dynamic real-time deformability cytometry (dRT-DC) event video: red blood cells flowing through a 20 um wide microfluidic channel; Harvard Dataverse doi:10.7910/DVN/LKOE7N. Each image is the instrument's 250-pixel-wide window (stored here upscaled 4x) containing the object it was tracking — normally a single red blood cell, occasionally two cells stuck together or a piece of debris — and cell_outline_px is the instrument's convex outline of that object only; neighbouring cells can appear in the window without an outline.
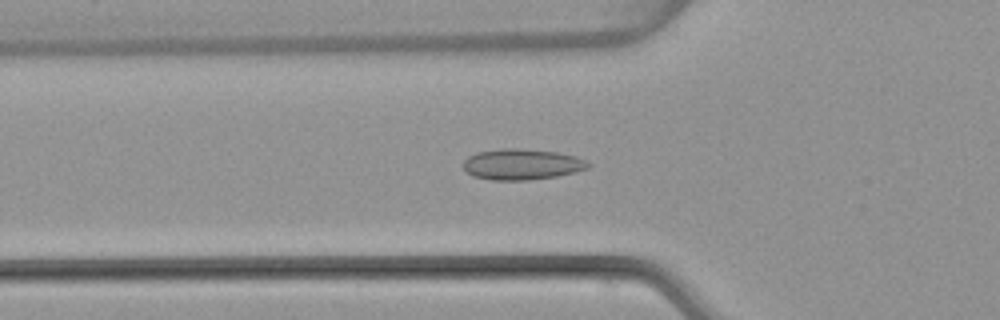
{"species": "common noctule bat (a hibernating species)", "species_latin": "Nyctalus noctula", "temperature_condition": "warm", "stored_images_in_passage": 49, "camera_frame_rate_fps": 3000, "um_per_image_px": 0.085, "animal": {"sex": "female", "body_mass_g": 22.7, "forearm_length_mm": 54.2}, "frame": {"image": 1, "passage_image": 16, "time_ms": 5.0, "image_size_px": [1000, 320], "cell_outline_px": [[592, 164], [588, 168], [576, 172], [556, 176], [528, 180], [492, 180], [472, 176], [464, 172], [464, 160], [468, 156], [476, 152], [500, 148], [520, 148], [556, 152], [576, 156]], "centroid_in_image_um": [44.33, 13.96], "position_along_channel_um": 81.5, "area_um2": 22.66}}
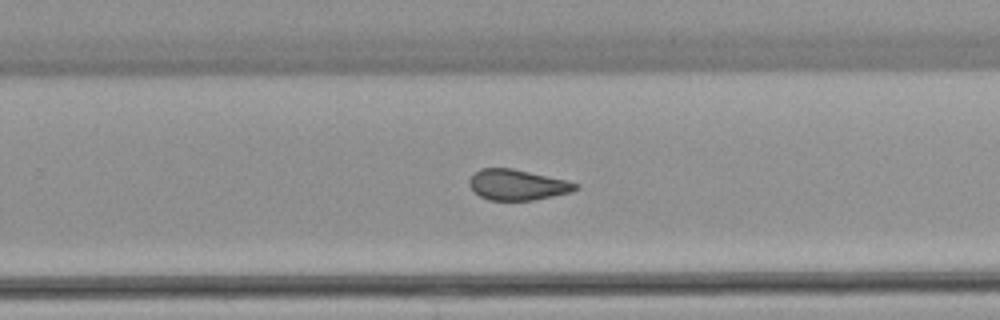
{"frame": {"image": 2, "passage_image": 31, "time_ms": 10.0, "image_size_px": [1000, 320], "cell_outline_px": [[580, 188], [572, 192], [532, 200], [488, 200], [480, 196], [468, 184], [468, 180], [480, 168], [512, 168], [568, 180], [580, 184]], "centroid_in_image_um": [44.02, 15.7], "position_along_channel_um": 285.8, "area_um2": 19.02}}
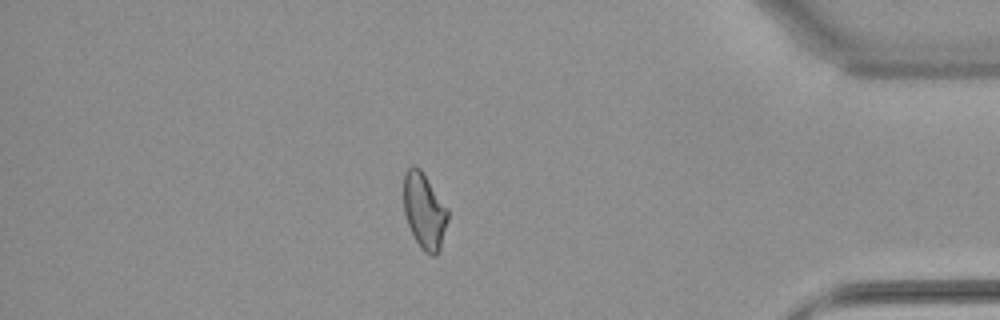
{"frame": {"image": 3, "passage_image": 42, "time_ms": 13.667, "image_size_px": [1000, 320], "cell_outline_px": [[448, 220], [440, 248], [436, 256], [432, 256], [424, 252], [420, 248], [408, 224], [404, 212], [404, 172], [412, 164], [416, 164], [420, 168], [448, 208]], "centroid_in_image_um": [36.07, 17.91], "position_along_channel_um": 399.1, "area_um2": 19.59}, "authors_computed_cell_mechanics": {"area_um2": 20.1722, "velocity_mm_per_s": 4.0847, "shape_relaxation_time_tau1_ms": null, "shape_relaxation_time_tau2_ms": 2.3477, "deformation_change_tau1": null, "deformation_change_tau2": 0.0688}}